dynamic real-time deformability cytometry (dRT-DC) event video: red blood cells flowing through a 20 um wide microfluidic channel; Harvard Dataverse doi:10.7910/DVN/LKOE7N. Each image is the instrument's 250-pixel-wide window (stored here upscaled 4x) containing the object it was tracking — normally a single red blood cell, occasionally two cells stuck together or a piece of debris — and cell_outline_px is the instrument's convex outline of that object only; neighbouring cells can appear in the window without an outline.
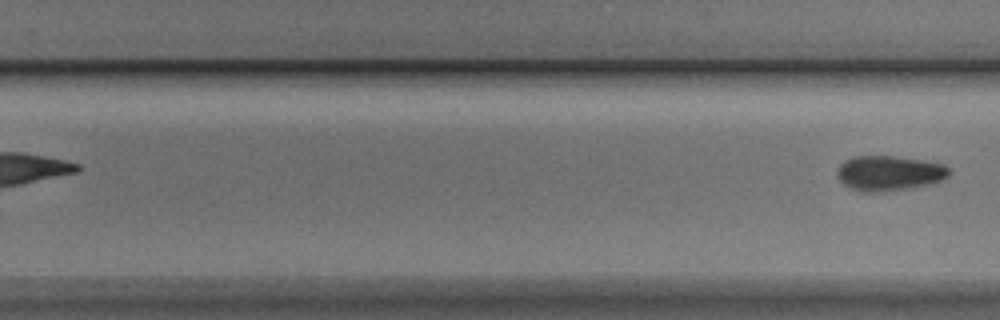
{"species": "Egyptian fruit bat (a non-hibernating species)", "species_latin": "Rousettus aegyptiacus", "temperature_condition": "cold", "stored_images_in_passage": 7, "segment_of_instrument_passage": [2, 2], "camera_frame_rate_fps": 3000, "um_per_image_px": 0.085, "animal": {"sex": "male"}, "frame": {"image": 1, "passage_image": 7, "time_ms": 7.0, "image_size_px": [1000, 320], "cell_outline_px": [[952, 172], [944, 180], [932, 184], [912, 188], [880, 192], [860, 192], [844, 184], [836, 176], [836, 172], [840, 164], [844, 160], [856, 156], [896, 156], [924, 160], [944, 164], [952, 168]], "centroid_in_image_um": [75.63, 14.72], "position_along_channel_um": 254.2, "area_um2": 23.35}}